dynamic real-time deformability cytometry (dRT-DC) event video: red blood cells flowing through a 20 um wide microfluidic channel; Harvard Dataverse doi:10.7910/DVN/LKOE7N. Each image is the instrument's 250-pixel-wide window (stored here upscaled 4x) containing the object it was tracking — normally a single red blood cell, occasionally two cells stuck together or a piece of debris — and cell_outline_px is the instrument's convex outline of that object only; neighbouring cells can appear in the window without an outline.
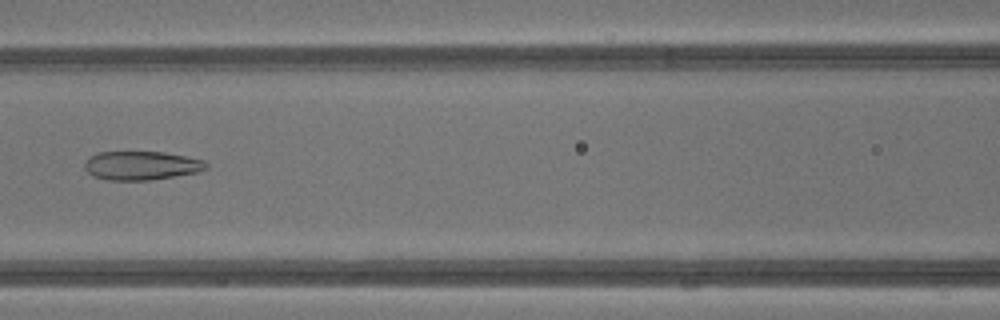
{"species": "common noctule bat (a hibernating species)", "species_latin": "Nyctalus noctula", "temperature_condition": "warm", "stored_images_in_passage": 43, "camera_frame_rate_fps": 3000, "um_per_image_px": 0.085, "animal": {"sex": "male", "body_mass_g": 13.3}, "frame": {"image": 1, "passage_image": 20, "time_ms": 6.333, "image_size_px": [1000, 320], "cell_outline_px": [[208, 168], [196, 172], [148, 180], [108, 180], [92, 176], [84, 168], [84, 164], [88, 156], [96, 152], [164, 152], [204, 160], [208, 164]], "centroid_in_image_um": [11.97, 14.06], "position_along_channel_um": 154.6, "area_um2": 20.35}}
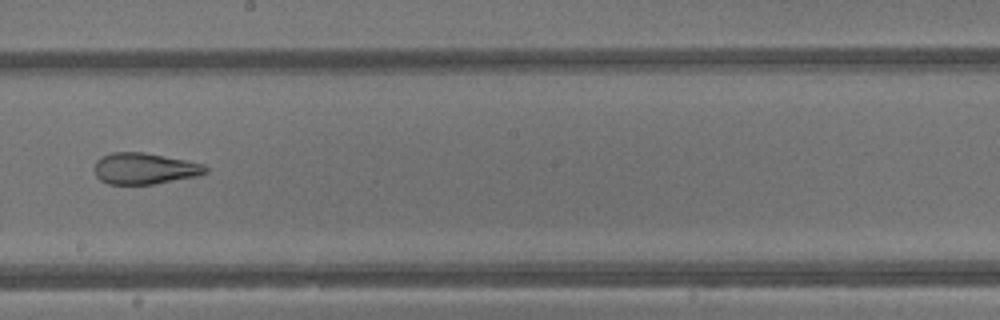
{"frame": {"image": 2, "passage_image": 25, "time_ms": 8.0, "image_size_px": [1000, 320], "cell_outline_px": [[208, 172], [196, 176], [152, 184], [108, 184], [100, 180], [96, 176], [92, 168], [96, 160], [100, 156], [112, 152], [144, 152], [204, 164], [208, 168]], "centroid_in_image_um": [12.22, 14.32], "position_along_channel_um": 236.0, "area_um2": 20.35}}
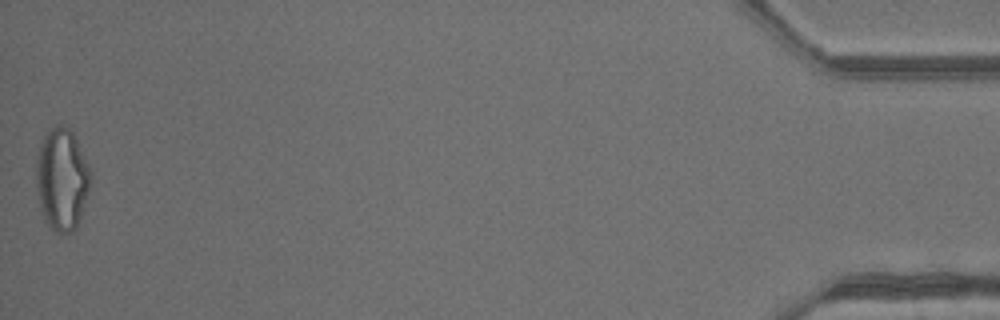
{"frame": {"image": 3, "passage_image": 43, "time_ms": 14.0, "image_size_px": [1000, 320], "cell_outline_px": [[92, 176], [88, 192], [76, 228], [72, 232], [56, 232], [44, 220], [40, 208], [36, 188], [36, 156], [40, 140], [56, 124], [60, 124], [68, 128], [72, 132], [92, 168]], "centroid_in_image_um": [5.26, 15.2], "position_along_channel_um": 429.9, "area_um2": 32.66}, "authors_computed_cell_mechanics": {"area_um2": 25.8944, "velocity_mm_per_s": 4.8841, "shape_relaxation_time_tau1_ms": null, "shape_relaxation_time_tau2_ms": 1.6694, "deformation_change_tau1": null, "deformation_change_tau2": 0.1034}}